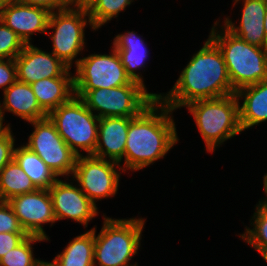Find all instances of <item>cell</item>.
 Segmentation results:
<instances>
[{
  "instance_id": "cell-1",
  "label": "cell",
  "mask_w": 267,
  "mask_h": 266,
  "mask_svg": "<svg viewBox=\"0 0 267 266\" xmlns=\"http://www.w3.org/2000/svg\"><path fill=\"white\" fill-rule=\"evenodd\" d=\"M234 93L222 52L208 38L181 71L172 89L159 99L175 111L197 100Z\"/></svg>"
},
{
  "instance_id": "cell-2",
  "label": "cell",
  "mask_w": 267,
  "mask_h": 266,
  "mask_svg": "<svg viewBox=\"0 0 267 266\" xmlns=\"http://www.w3.org/2000/svg\"><path fill=\"white\" fill-rule=\"evenodd\" d=\"M171 108L156 98L129 122L124 167L138 171L164 158L179 141Z\"/></svg>"
},
{
  "instance_id": "cell-3",
  "label": "cell",
  "mask_w": 267,
  "mask_h": 266,
  "mask_svg": "<svg viewBox=\"0 0 267 266\" xmlns=\"http://www.w3.org/2000/svg\"><path fill=\"white\" fill-rule=\"evenodd\" d=\"M216 20L209 38L222 52L233 90L267 80V48H260L235 36L224 26L216 30ZM220 31V32H219ZM219 33V34H218Z\"/></svg>"
},
{
  "instance_id": "cell-4",
  "label": "cell",
  "mask_w": 267,
  "mask_h": 266,
  "mask_svg": "<svg viewBox=\"0 0 267 266\" xmlns=\"http://www.w3.org/2000/svg\"><path fill=\"white\" fill-rule=\"evenodd\" d=\"M193 115L206 145L213 153L226 140L241 134L239 100L235 93L218 98L197 100L184 106Z\"/></svg>"
},
{
  "instance_id": "cell-5",
  "label": "cell",
  "mask_w": 267,
  "mask_h": 266,
  "mask_svg": "<svg viewBox=\"0 0 267 266\" xmlns=\"http://www.w3.org/2000/svg\"><path fill=\"white\" fill-rule=\"evenodd\" d=\"M103 216V226L97 236L94 228V266H137V263L130 265V260L141 245L145 219Z\"/></svg>"
},
{
  "instance_id": "cell-6",
  "label": "cell",
  "mask_w": 267,
  "mask_h": 266,
  "mask_svg": "<svg viewBox=\"0 0 267 266\" xmlns=\"http://www.w3.org/2000/svg\"><path fill=\"white\" fill-rule=\"evenodd\" d=\"M75 95L80 97L98 118H103L136 117L156 98H159L161 93L147 92V88L141 84L129 83L113 88L75 90Z\"/></svg>"
},
{
  "instance_id": "cell-7",
  "label": "cell",
  "mask_w": 267,
  "mask_h": 266,
  "mask_svg": "<svg viewBox=\"0 0 267 266\" xmlns=\"http://www.w3.org/2000/svg\"><path fill=\"white\" fill-rule=\"evenodd\" d=\"M65 143L79 156L92 155L98 140L99 119L84 101L74 95L48 114Z\"/></svg>"
},
{
  "instance_id": "cell-8",
  "label": "cell",
  "mask_w": 267,
  "mask_h": 266,
  "mask_svg": "<svg viewBox=\"0 0 267 266\" xmlns=\"http://www.w3.org/2000/svg\"><path fill=\"white\" fill-rule=\"evenodd\" d=\"M87 22L94 30L88 10L85 9L68 7L50 13L46 34L52 39V53L69 68H72L73 60L85 47L84 29ZM49 29H53L52 35Z\"/></svg>"
},
{
  "instance_id": "cell-9",
  "label": "cell",
  "mask_w": 267,
  "mask_h": 266,
  "mask_svg": "<svg viewBox=\"0 0 267 266\" xmlns=\"http://www.w3.org/2000/svg\"><path fill=\"white\" fill-rule=\"evenodd\" d=\"M111 49L109 55L94 53L74 60V90H95L137 83L127 75L117 50L113 46Z\"/></svg>"
},
{
  "instance_id": "cell-10",
  "label": "cell",
  "mask_w": 267,
  "mask_h": 266,
  "mask_svg": "<svg viewBox=\"0 0 267 266\" xmlns=\"http://www.w3.org/2000/svg\"><path fill=\"white\" fill-rule=\"evenodd\" d=\"M34 131L25 146L36 153L58 177L73 175L77 154L65 143L49 117L30 122Z\"/></svg>"
},
{
  "instance_id": "cell-11",
  "label": "cell",
  "mask_w": 267,
  "mask_h": 266,
  "mask_svg": "<svg viewBox=\"0 0 267 266\" xmlns=\"http://www.w3.org/2000/svg\"><path fill=\"white\" fill-rule=\"evenodd\" d=\"M121 166L111 160L93 155L77 156L73 182L77 181L80 189L96 205L97 200L112 197L117 194L121 172L116 169ZM96 201V202H95Z\"/></svg>"
},
{
  "instance_id": "cell-12",
  "label": "cell",
  "mask_w": 267,
  "mask_h": 266,
  "mask_svg": "<svg viewBox=\"0 0 267 266\" xmlns=\"http://www.w3.org/2000/svg\"><path fill=\"white\" fill-rule=\"evenodd\" d=\"M14 214L28 235L39 236L49 240L43 224L56 222L52 199L48 190L37 189L13 197L8 201Z\"/></svg>"
},
{
  "instance_id": "cell-13",
  "label": "cell",
  "mask_w": 267,
  "mask_h": 266,
  "mask_svg": "<svg viewBox=\"0 0 267 266\" xmlns=\"http://www.w3.org/2000/svg\"><path fill=\"white\" fill-rule=\"evenodd\" d=\"M56 221L70 218L87 227L90 220L98 215L97 206L73 182L58 179L50 188Z\"/></svg>"
},
{
  "instance_id": "cell-14",
  "label": "cell",
  "mask_w": 267,
  "mask_h": 266,
  "mask_svg": "<svg viewBox=\"0 0 267 266\" xmlns=\"http://www.w3.org/2000/svg\"><path fill=\"white\" fill-rule=\"evenodd\" d=\"M17 80L32 84L44 78L61 77L69 67L52 52L31 44H25L22 52L15 58Z\"/></svg>"
},
{
  "instance_id": "cell-15",
  "label": "cell",
  "mask_w": 267,
  "mask_h": 266,
  "mask_svg": "<svg viewBox=\"0 0 267 266\" xmlns=\"http://www.w3.org/2000/svg\"><path fill=\"white\" fill-rule=\"evenodd\" d=\"M50 13L47 9L11 0L0 11V20L12 29L24 44H31L34 33L47 32Z\"/></svg>"
},
{
  "instance_id": "cell-16",
  "label": "cell",
  "mask_w": 267,
  "mask_h": 266,
  "mask_svg": "<svg viewBox=\"0 0 267 266\" xmlns=\"http://www.w3.org/2000/svg\"><path fill=\"white\" fill-rule=\"evenodd\" d=\"M233 1H235L233 5H236V3L242 0ZM266 7L267 0H243L240 25L235 26L236 24L226 17L224 18L223 26L247 43L260 48H267L264 31Z\"/></svg>"
},
{
  "instance_id": "cell-17",
  "label": "cell",
  "mask_w": 267,
  "mask_h": 266,
  "mask_svg": "<svg viewBox=\"0 0 267 266\" xmlns=\"http://www.w3.org/2000/svg\"><path fill=\"white\" fill-rule=\"evenodd\" d=\"M133 117H103L98 122L95 157L115 161L122 169L129 122Z\"/></svg>"
},
{
  "instance_id": "cell-18",
  "label": "cell",
  "mask_w": 267,
  "mask_h": 266,
  "mask_svg": "<svg viewBox=\"0 0 267 266\" xmlns=\"http://www.w3.org/2000/svg\"><path fill=\"white\" fill-rule=\"evenodd\" d=\"M3 93V103H0V127H5L3 125L5 111L12 112L29 123L48 117L40 107L30 84L16 80Z\"/></svg>"
},
{
  "instance_id": "cell-19",
  "label": "cell",
  "mask_w": 267,
  "mask_h": 266,
  "mask_svg": "<svg viewBox=\"0 0 267 266\" xmlns=\"http://www.w3.org/2000/svg\"><path fill=\"white\" fill-rule=\"evenodd\" d=\"M40 107L49 114L74 95V76L70 68L61 76L44 78L30 84Z\"/></svg>"
},
{
  "instance_id": "cell-20",
  "label": "cell",
  "mask_w": 267,
  "mask_h": 266,
  "mask_svg": "<svg viewBox=\"0 0 267 266\" xmlns=\"http://www.w3.org/2000/svg\"><path fill=\"white\" fill-rule=\"evenodd\" d=\"M239 102V119L242 131L267 121V80L243 87L235 92ZM242 98V99H241Z\"/></svg>"
},
{
  "instance_id": "cell-21",
  "label": "cell",
  "mask_w": 267,
  "mask_h": 266,
  "mask_svg": "<svg viewBox=\"0 0 267 266\" xmlns=\"http://www.w3.org/2000/svg\"><path fill=\"white\" fill-rule=\"evenodd\" d=\"M145 44L134 31L118 34L113 39V47L117 50L129 78L146 88L142 74L135 71L145 68V60L149 55Z\"/></svg>"
},
{
  "instance_id": "cell-22",
  "label": "cell",
  "mask_w": 267,
  "mask_h": 266,
  "mask_svg": "<svg viewBox=\"0 0 267 266\" xmlns=\"http://www.w3.org/2000/svg\"><path fill=\"white\" fill-rule=\"evenodd\" d=\"M22 170L28 175L37 189L49 190L59 179L55 172L44 161L25 145L14 149V158Z\"/></svg>"
},
{
  "instance_id": "cell-23",
  "label": "cell",
  "mask_w": 267,
  "mask_h": 266,
  "mask_svg": "<svg viewBox=\"0 0 267 266\" xmlns=\"http://www.w3.org/2000/svg\"><path fill=\"white\" fill-rule=\"evenodd\" d=\"M54 259L60 266H94V228L72 239Z\"/></svg>"
},
{
  "instance_id": "cell-24",
  "label": "cell",
  "mask_w": 267,
  "mask_h": 266,
  "mask_svg": "<svg viewBox=\"0 0 267 266\" xmlns=\"http://www.w3.org/2000/svg\"><path fill=\"white\" fill-rule=\"evenodd\" d=\"M28 175L13 159L0 172V201H9L15 196L36 191Z\"/></svg>"
},
{
  "instance_id": "cell-25",
  "label": "cell",
  "mask_w": 267,
  "mask_h": 266,
  "mask_svg": "<svg viewBox=\"0 0 267 266\" xmlns=\"http://www.w3.org/2000/svg\"><path fill=\"white\" fill-rule=\"evenodd\" d=\"M256 205V211L251 219L253 221L250 220L253 228L246 226L245 232L239 237L262 255L267 252V207L260 203Z\"/></svg>"
},
{
  "instance_id": "cell-26",
  "label": "cell",
  "mask_w": 267,
  "mask_h": 266,
  "mask_svg": "<svg viewBox=\"0 0 267 266\" xmlns=\"http://www.w3.org/2000/svg\"><path fill=\"white\" fill-rule=\"evenodd\" d=\"M134 0H97L88 10V14L94 30H98L104 24L118 17L119 13L126 10Z\"/></svg>"
},
{
  "instance_id": "cell-27",
  "label": "cell",
  "mask_w": 267,
  "mask_h": 266,
  "mask_svg": "<svg viewBox=\"0 0 267 266\" xmlns=\"http://www.w3.org/2000/svg\"><path fill=\"white\" fill-rule=\"evenodd\" d=\"M46 239L28 235L20 244L11 249L0 259V266H35L38 259L34 258L33 245Z\"/></svg>"
},
{
  "instance_id": "cell-28",
  "label": "cell",
  "mask_w": 267,
  "mask_h": 266,
  "mask_svg": "<svg viewBox=\"0 0 267 266\" xmlns=\"http://www.w3.org/2000/svg\"><path fill=\"white\" fill-rule=\"evenodd\" d=\"M24 45L18 35L0 20V59H15Z\"/></svg>"
},
{
  "instance_id": "cell-29",
  "label": "cell",
  "mask_w": 267,
  "mask_h": 266,
  "mask_svg": "<svg viewBox=\"0 0 267 266\" xmlns=\"http://www.w3.org/2000/svg\"><path fill=\"white\" fill-rule=\"evenodd\" d=\"M26 233L8 201H0V233Z\"/></svg>"
},
{
  "instance_id": "cell-30",
  "label": "cell",
  "mask_w": 267,
  "mask_h": 266,
  "mask_svg": "<svg viewBox=\"0 0 267 266\" xmlns=\"http://www.w3.org/2000/svg\"><path fill=\"white\" fill-rule=\"evenodd\" d=\"M10 125L0 127V172L14 158L15 138Z\"/></svg>"
},
{
  "instance_id": "cell-31",
  "label": "cell",
  "mask_w": 267,
  "mask_h": 266,
  "mask_svg": "<svg viewBox=\"0 0 267 266\" xmlns=\"http://www.w3.org/2000/svg\"><path fill=\"white\" fill-rule=\"evenodd\" d=\"M17 80L15 59H0V89L3 92Z\"/></svg>"
},
{
  "instance_id": "cell-32",
  "label": "cell",
  "mask_w": 267,
  "mask_h": 266,
  "mask_svg": "<svg viewBox=\"0 0 267 266\" xmlns=\"http://www.w3.org/2000/svg\"><path fill=\"white\" fill-rule=\"evenodd\" d=\"M27 236V233H0V259L8 251L20 244Z\"/></svg>"
},
{
  "instance_id": "cell-33",
  "label": "cell",
  "mask_w": 267,
  "mask_h": 266,
  "mask_svg": "<svg viewBox=\"0 0 267 266\" xmlns=\"http://www.w3.org/2000/svg\"><path fill=\"white\" fill-rule=\"evenodd\" d=\"M17 2L37 6L55 12L70 7L69 0H15Z\"/></svg>"
},
{
  "instance_id": "cell-34",
  "label": "cell",
  "mask_w": 267,
  "mask_h": 266,
  "mask_svg": "<svg viewBox=\"0 0 267 266\" xmlns=\"http://www.w3.org/2000/svg\"><path fill=\"white\" fill-rule=\"evenodd\" d=\"M97 0H69L70 7L89 10Z\"/></svg>"
},
{
  "instance_id": "cell-35",
  "label": "cell",
  "mask_w": 267,
  "mask_h": 266,
  "mask_svg": "<svg viewBox=\"0 0 267 266\" xmlns=\"http://www.w3.org/2000/svg\"><path fill=\"white\" fill-rule=\"evenodd\" d=\"M263 187H264V192L266 194L264 200H260L259 203L264 206L267 207V173L264 175L263 177Z\"/></svg>"
},
{
  "instance_id": "cell-36",
  "label": "cell",
  "mask_w": 267,
  "mask_h": 266,
  "mask_svg": "<svg viewBox=\"0 0 267 266\" xmlns=\"http://www.w3.org/2000/svg\"><path fill=\"white\" fill-rule=\"evenodd\" d=\"M35 266H60V265L58 264V262L55 259H53L51 262H47V261L38 259Z\"/></svg>"
},
{
  "instance_id": "cell-37",
  "label": "cell",
  "mask_w": 267,
  "mask_h": 266,
  "mask_svg": "<svg viewBox=\"0 0 267 266\" xmlns=\"http://www.w3.org/2000/svg\"><path fill=\"white\" fill-rule=\"evenodd\" d=\"M264 31H265L266 40H267V7H266V13L264 16Z\"/></svg>"
},
{
  "instance_id": "cell-38",
  "label": "cell",
  "mask_w": 267,
  "mask_h": 266,
  "mask_svg": "<svg viewBox=\"0 0 267 266\" xmlns=\"http://www.w3.org/2000/svg\"><path fill=\"white\" fill-rule=\"evenodd\" d=\"M11 0H0V11L2 10V8L8 4Z\"/></svg>"
},
{
  "instance_id": "cell-39",
  "label": "cell",
  "mask_w": 267,
  "mask_h": 266,
  "mask_svg": "<svg viewBox=\"0 0 267 266\" xmlns=\"http://www.w3.org/2000/svg\"><path fill=\"white\" fill-rule=\"evenodd\" d=\"M263 259L267 262V252L262 254Z\"/></svg>"
}]
</instances>
